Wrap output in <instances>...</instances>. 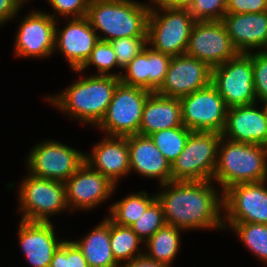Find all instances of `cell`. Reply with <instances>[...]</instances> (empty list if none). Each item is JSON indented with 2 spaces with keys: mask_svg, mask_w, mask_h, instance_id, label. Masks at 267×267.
<instances>
[{
  "mask_svg": "<svg viewBox=\"0 0 267 267\" xmlns=\"http://www.w3.org/2000/svg\"><path fill=\"white\" fill-rule=\"evenodd\" d=\"M221 21L239 53L267 51V12L225 14Z\"/></svg>",
  "mask_w": 267,
  "mask_h": 267,
  "instance_id": "21",
  "label": "cell"
},
{
  "mask_svg": "<svg viewBox=\"0 0 267 267\" xmlns=\"http://www.w3.org/2000/svg\"><path fill=\"white\" fill-rule=\"evenodd\" d=\"M179 126H183L180 99L152 92L145 102L138 134L149 136Z\"/></svg>",
  "mask_w": 267,
  "mask_h": 267,
  "instance_id": "23",
  "label": "cell"
},
{
  "mask_svg": "<svg viewBox=\"0 0 267 267\" xmlns=\"http://www.w3.org/2000/svg\"><path fill=\"white\" fill-rule=\"evenodd\" d=\"M20 21L14 40V54L22 58H47L54 53L56 21L47 12H29Z\"/></svg>",
  "mask_w": 267,
  "mask_h": 267,
  "instance_id": "14",
  "label": "cell"
},
{
  "mask_svg": "<svg viewBox=\"0 0 267 267\" xmlns=\"http://www.w3.org/2000/svg\"><path fill=\"white\" fill-rule=\"evenodd\" d=\"M151 93L149 90L120 82L96 128L107 133L106 136L126 137L138 134L145 102Z\"/></svg>",
  "mask_w": 267,
  "mask_h": 267,
  "instance_id": "8",
  "label": "cell"
},
{
  "mask_svg": "<svg viewBox=\"0 0 267 267\" xmlns=\"http://www.w3.org/2000/svg\"><path fill=\"white\" fill-rule=\"evenodd\" d=\"M120 78L110 75L81 76L61 93L44 97L52 106L80 121L97 126L104 117Z\"/></svg>",
  "mask_w": 267,
  "mask_h": 267,
  "instance_id": "2",
  "label": "cell"
},
{
  "mask_svg": "<svg viewBox=\"0 0 267 267\" xmlns=\"http://www.w3.org/2000/svg\"><path fill=\"white\" fill-rule=\"evenodd\" d=\"M254 93L257 102L267 101V51L252 52Z\"/></svg>",
  "mask_w": 267,
  "mask_h": 267,
  "instance_id": "37",
  "label": "cell"
},
{
  "mask_svg": "<svg viewBox=\"0 0 267 267\" xmlns=\"http://www.w3.org/2000/svg\"><path fill=\"white\" fill-rule=\"evenodd\" d=\"M212 182L171 181L161 184L156 199L161 204L166 224L185 231L223 230V192L219 193Z\"/></svg>",
  "mask_w": 267,
  "mask_h": 267,
  "instance_id": "1",
  "label": "cell"
},
{
  "mask_svg": "<svg viewBox=\"0 0 267 267\" xmlns=\"http://www.w3.org/2000/svg\"><path fill=\"white\" fill-rule=\"evenodd\" d=\"M267 180V147L232 141L224 137L218 145L212 181L224 192L236 184Z\"/></svg>",
  "mask_w": 267,
  "mask_h": 267,
  "instance_id": "4",
  "label": "cell"
},
{
  "mask_svg": "<svg viewBox=\"0 0 267 267\" xmlns=\"http://www.w3.org/2000/svg\"><path fill=\"white\" fill-rule=\"evenodd\" d=\"M18 190L21 220L51 222L49 218L68 210L64 182L41 179L30 174L23 177Z\"/></svg>",
  "mask_w": 267,
  "mask_h": 267,
  "instance_id": "7",
  "label": "cell"
},
{
  "mask_svg": "<svg viewBox=\"0 0 267 267\" xmlns=\"http://www.w3.org/2000/svg\"><path fill=\"white\" fill-rule=\"evenodd\" d=\"M231 228L242 242L262 262L267 264V224L224 223V229Z\"/></svg>",
  "mask_w": 267,
  "mask_h": 267,
  "instance_id": "28",
  "label": "cell"
},
{
  "mask_svg": "<svg viewBox=\"0 0 267 267\" xmlns=\"http://www.w3.org/2000/svg\"><path fill=\"white\" fill-rule=\"evenodd\" d=\"M267 180L231 186L223 192V223L267 224Z\"/></svg>",
  "mask_w": 267,
  "mask_h": 267,
  "instance_id": "12",
  "label": "cell"
},
{
  "mask_svg": "<svg viewBox=\"0 0 267 267\" xmlns=\"http://www.w3.org/2000/svg\"><path fill=\"white\" fill-rule=\"evenodd\" d=\"M149 12L147 3L136 0H90L86 17L99 39L109 42L117 38H147Z\"/></svg>",
  "mask_w": 267,
  "mask_h": 267,
  "instance_id": "3",
  "label": "cell"
},
{
  "mask_svg": "<svg viewBox=\"0 0 267 267\" xmlns=\"http://www.w3.org/2000/svg\"><path fill=\"white\" fill-rule=\"evenodd\" d=\"M109 42L116 53L117 64L123 71L147 46V38H117Z\"/></svg>",
  "mask_w": 267,
  "mask_h": 267,
  "instance_id": "34",
  "label": "cell"
},
{
  "mask_svg": "<svg viewBox=\"0 0 267 267\" xmlns=\"http://www.w3.org/2000/svg\"><path fill=\"white\" fill-rule=\"evenodd\" d=\"M257 103L228 108L222 137L267 147V110Z\"/></svg>",
  "mask_w": 267,
  "mask_h": 267,
  "instance_id": "18",
  "label": "cell"
},
{
  "mask_svg": "<svg viewBox=\"0 0 267 267\" xmlns=\"http://www.w3.org/2000/svg\"><path fill=\"white\" fill-rule=\"evenodd\" d=\"M191 132L183 125L154 132L149 137L163 156L172 164L183 151Z\"/></svg>",
  "mask_w": 267,
  "mask_h": 267,
  "instance_id": "29",
  "label": "cell"
},
{
  "mask_svg": "<svg viewBox=\"0 0 267 267\" xmlns=\"http://www.w3.org/2000/svg\"><path fill=\"white\" fill-rule=\"evenodd\" d=\"M221 138V133L214 131H192L171 164L172 181L212 180Z\"/></svg>",
  "mask_w": 267,
  "mask_h": 267,
  "instance_id": "5",
  "label": "cell"
},
{
  "mask_svg": "<svg viewBox=\"0 0 267 267\" xmlns=\"http://www.w3.org/2000/svg\"><path fill=\"white\" fill-rule=\"evenodd\" d=\"M23 5L18 0H0V27L17 17Z\"/></svg>",
  "mask_w": 267,
  "mask_h": 267,
  "instance_id": "40",
  "label": "cell"
},
{
  "mask_svg": "<svg viewBox=\"0 0 267 267\" xmlns=\"http://www.w3.org/2000/svg\"><path fill=\"white\" fill-rule=\"evenodd\" d=\"M263 104H264V106L266 107V110H267V101H265Z\"/></svg>",
  "mask_w": 267,
  "mask_h": 267,
  "instance_id": "45",
  "label": "cell"
},
{
  "mask_svg": "<svg viewBox=\"0 0 267 267\" xmlns=\"http://www.w3.org/2000/svg\"><path fill=\"white\" fill-rule=\"evenodd\" d=\"M120 82L148 90V45L126 67Z\"/></svg>",
  "mask_w": 267,
  "mask_h": 267,
  "instance_id": "32",
  "label": "cell"
},
{
  "mask_svg": "<svg viewBox=\"0 0 267 267\" xmlns=\"http://www.w3.org/2000/svg\"><path fill=\"white\" fill-rule=\"evenodd\" d=\"M226 6L227 0H195L188 10L196 21H220Z\"/></svg>",
  "mask_w": 267,
  "mask_h": 267,
  "instance_id": "36",
  "label": "cell"
},
{
  "mask_svg": "<svg viewBox=\"0 0 267 267\" xmlns=\"http://www.w3.org/2000/svg\"><path fill=\"white\" fill-rule=\"evenodd\" d=\"M172 57L148 46V90L156 92L163 84Z\"/></svg>",
  "mask_w": 267,
  "mask_h": 267,
  "instance_id": "33",
  "label": "cell"
},
{
  "mask_svg": "<svg viewBox=\"0 0 267 267\" xmlns=\"http://www.w3.org/2000/svg\"><path fill=\"white\" fill-rule=\"evenodd\" d=\"M195 0H181V8L189 9Z\"/></svg>",
  "mask_w": 267,
  "mask_h": 267,
  "instance_id": "43",
  "label": "cell"
},
{
  "mask_svg": "<svg viewBox=\"0 0 267 267\" xmlns=\"http://www.w3.org/2000/svg\"><path fill=\"white\" fill-rule=\"evenodd\" d=\"M99 41L86 16L69 18L61 30L56 22L54 52L62 53L72 70H79L85 64Z\"/></svg>",
  "mask_w": 267,
  "mask_h": 267,
  "instance_id": "17",
  "label": "cell"
},
{
  "mask_svg": "<svg viewBox=\"0 0 267 267\" xmlns=\"http://www.w3.org/2000/svg\"><path fill=\"white\" fill-rule=\"evenodd\" d=\"M156 200V194L149 196L146 191L131 193L109 206L107 217L115 224L130 227Z\"/></svg>",
  "mask_w": 267,
  "mask_h": 267,
  "instance_id": "26",
  "label": "cell"
},
{
  "mask_svg": "<svg viewBox=\"0 0 267 267\" xmlns=\"http://www.w3.org/2000/svg\"><path fill=\"white\" fill-rule=\"evenodd\" d=\"M212 84L228 108L256 103L252 52L239 53L222 65L212 68Z\"/></svg>",
  "mask_w": 267,
  "mask_h": 267,
  "instance_id": "10",
  "label": "cell"
},
{
  "mask_svg": "<svg viewBox=\"0 0 267 267\" xmlns=\"http://www.w3.org/2000/svg\"><path fill=\"white\" fill-rule=\"evenodd\" d=\"M180 102L185 127L191 131L223 132L228 107L212 83L180 98Z\"/></svg>",
  "mask_w": 267,
  "mask_h": 267,
  "instance_id": "11",
  "label": "cell"
},
{
  "mask_svg": "<svg viewBox=\"0 0 267 267\" xmlns=\"http://www.w3.org/2000/svg\"><path fill=\"white\" fill-rule=\"evenodd\" d=\"M96 67L97 73L91 74V75H101V76H116L118 78L121 77V74L123 73L120 70V73H110L111 69L114 67H118L117 59H116V53L114 52L113 47L111 46L110 42L107 41H99L93 51L91 52L90 57L85 62V64L79 69V70H73L75 73H83L85 72V69L89 68L90 66Z\"/></svg>",
  "mask_w": 267,
  "mask_h": 267,
  "instance_id": "30",
  "label": "cell"
},
{
  "mask_svg": "<svg viewBox=\"0 0 267 267\" xmlns=\"http://www.w3.org/2000/svg\"><path fill=\"white\" fill-rule=\"evenodd\" d=\"M51 4L54 13H47L53 19L58 20L59 16L70 18H81L87 15L90 0H47ZM57 16L56 18V15Z\"/></svg>",
  "mask_w": 267,
  "mask_h": 267,
  "instance_id": "38",
  "label": "cell"
},
{
  "mask_svg": "<svg viewBox=\"0 0 267 267\" xmlns=\"http://www.w3.org/2000/svg\"><path fill=\"white\" fill-rule=\"evenodd\" d=\"M22 5H25L29 0H18ZM26 2V3H25Z\"/></svg>",
  "mask_w": 267,
  "mask_h": 267,
  "instance_id": "44",
  "label": "cell"
},
{
  "mask_svg": "<svg viewBox=\"0 0 267 267\" xmlns=\"http://www.w3.org/2000/svg\"><path fill=\"white\" fill-rule=\"evenodd\" d=\"M81 250L89 267H119L110 244V219L104 218L83 238L73 241Z\"/></svg>",
  "mask_w": 267,
  "mask_h": 267,
  "instance_id": "24",
  "label": "cell"
},
{
  "mask_svg": "<svg viewBox=\"0 0 267 267\" xmlns=\"http://www.w3.org/2000/svg\"><path fill=\"white\" fill-rule=\"evenodd\" d=\"M184 230L165 224L152 237L144 242V255L150 260L172 266L173 260L179 253L181 232Z\"/></svg>",
  "mask_w": 267,
  "mask_h": 267,
  "instance_id": "25",
  "label": "cell"
},
{
  "mask_svg": "<svg viewBox=\"0 0 267 267\" xmlns=\"http://www.w3.org/2000/svg\"><path fill=\"white\" fill-rule=\"evenodd\" d=\"M85 154L57 140H44L31 148L26 167L33 177L65 182L85 162Z\"/></svg>",
  "mask_w": 267,
  "mask_h": 267,
  "instance_id": "9",
  "label": "cell"
},
{
  "mask_svg": "<svg viewBox=\"0 0 267 267\" xmlns=\"http://www.w3.org/2000/svg\"><path fill=\"white\" fill-rule=\"evenodd\" d=\"M150 10L181 8V0H150ZM153 5V6H152Z\"/></svg>",
  "mask_w": 267,
  "mask_h": 267,
  "instance_id": "42",
  "label": "cell"
},
{
  "mask_svg": "<svg viewBox=\"0 0 267 267\" xmlns=\"http://www.w3.org/2000/svg\"><path fill=\"white\" fill-rule=\"evenodd\" d=\"M49 267H89L81 250L70 239H64L59 248L54 252Z\"/></svg>",
  "mask_w": 267,
  "mask_h": 267,
  "instance_id": "35",
  "label": "cell"
},
{
  "mask_svg": "<svg viewBox=\"0 0 267 267\" xmlns=\"http://www.w3.org/2000/svg\"><path fill=\"white\" fill-rule=\"evenodd\" d=\"M119 267H172L170 265L150 260L145 255L121 264Z\"/></svg>",
  "mask_w": 267,
  "mask_h": 267,
  "instance_id": "41",
  "label": "cell"
},
{
  "mask_svg": "<svg viewBox=\"0 0 267 267\" xmlns=\"http://www.w3.org/2000/svg\"><path fill=\"white\" fill-rule=\"evenodd\" d=\"M17 234L24 258L32 267H49L54 252L64 241L56 237L52 221L20 220Z\"/></svg>",
  "mask_w": 267,
  "mask_h": 267,
  "instance_id": "19",
  "label": "cell"
},
{
  "mask_svg": "<svg viewBox=\"0 0 267 267\" xmlns=\"http://www.w3.org/2000/svg\"><path fill=\"white\" fill-rule=\"evenodd\" d=\"M185 54L214 68L234 58L239 52L220 20L196 21Z\"/></svg>",
  "mask_w": 267,
  "mask_h": 267,
  "instance_id": "13",
  "label": "cell"
},
{
  "mask_svg": "<svg viewBox=\"0 0 267 267\" xmlns=\"http://www.w3.org/2000/svg\"><path fill=\"white\" fill-rule=\"evenodd\" d=\"M144 241L128 226H120L110 220V244L115 261L121 265L144 255L140 244ZM124 261V262H122Z\"/></svg>",
  "mask_w": 267,
  "mask_h": 267,
  "instance_id": "27",
  "label": "cell"
},
{
  "mask_svg": "<svg viewBox=\"0 0 267 267\" xmlns=\"http://www.w3.org/2000/svg\"><path fill=\"white\" fill-rule=\"evenodd\" d=\"M66 202L69 210H92L103 204L115 191V185L100 172L84 162L77 171L64 182Z\"/></svg>",
  "mask_w": 267,
  "mask_h": 267,
  "instance_id": "15",
  "label": "cell"
},
{
  "mask_svg": "<svg viewBox=\"0 0 267 267\" xmlns=\"http://www.w3.org/2000/svg\"><path fill=\"white\" fill-rule=\"evenodd\" d=\"M267 12V0H227L226 14Z\"/></svg>",
  "mask_w": 267,
  "mask_h": 267,
  "instance_id": "39",
  "label": "cell"
},
{
  "mask_svg": "<svg viewBox=\"0 0 267 267\" xmlns=\"http://www.w3.org/2000/svg\"><path fill=\"white\" fill-rule=\"evenodd\" d=\"M166 224L161 204L156 199L130 227L146 242Z\"/></svg>",
  "mask_w": 267,
  "mask_h": 267,
  "instance_id": "31",
  "label": "cell"
},
{
  "mask_svg": "<svg viewBox=\"0 0 267 267\" xmlns=\"http://www.w3.org/2000/svg\"><path fill=\"white\" fill-rule=\"evenodd\" d=\"M195 22L188 9L150 10L147 45L171 57L184 55Z\"/></svg>",
  "mask_w": 267,
  "mask_h": 267,
  "instance_id": "6",
  "label": "cell"
},
{
  "mask_svg": "<svg viewBox=\"0 0 267 267\" xmlns=\"http://www.w3.org/2000/svg\"><path fill=\"white\" fill-rule=\"evenodd\" d=\"M102 139L94 145L90 155L85 154V162L117 186L119 179L130 174L128 141L126 137L118 136Z\"/></svg>",
  "mask_w": 267,
  "mask_h": 267,
  "instance_id": "20",
  "label": "cell"
},
{
  "mask_svg": "<svg viewBox=\"0 0 267 267\" xmlns=\"http://www.w3.org/2000/svg\"><path fill=\"white\" fill-rule=\"evenodd\" d=\"M212 83V68L197 58L173 56L158 95L182 98Z\"/></svg>",
  "mask_w": 267,
  "mask_h": 267,
  "instance_id": "16",
  "label": "cell"
},
{
  "mask_svg": "<svg viewBox=\"0 0 267 267\" xmlns=\"http://www.w3.org/2000/svg\"><path fill=\"white\" fill-rule=\"evenodd\" d=\"M129 146L130 172L157 179L158 185L172 181L171 164L149 136H126Z\"/></svg>",
  "mask_w": 267,
  "mask_h": 267,
  "instance_id": "22",
  "label": "cell"
}]
</instances>
